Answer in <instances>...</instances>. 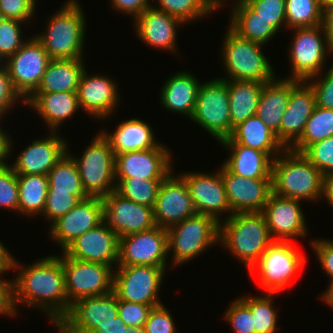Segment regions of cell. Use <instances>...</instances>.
Segmentation results:
<instances>
[{
  "instance_id": "51",
  "label": "cell",
  "mask_w": 333,
  "mask_h": 333,
  "mask_svg": "<svg viewBox=\"0 0 333 333\" xmlns=\"http://www.w3.org/2000/svg\"><path fill=\"white\" fill-rule=\"evenodd\" d=\"M153 307L118 298V316L128 327H144Z\"/></svg>"
},
{
  "instance_id": "63",
  "label": "cell",
  "mask_w": 333,
  "mask_h": 333,
  "mask_svg": "<svg viewBox=\"0 0 333 333\" xmlns=\"http://www.w3.org/2000/svg\"><path fill=\"white\" fill-rule=\"evenodd\" d=\"M329 283L328 288L321 295V299L333 309V280Z\"/></svg>"
},
{
  "instance_id": "42",
  "label": "cell",
  "mask_w": 333,
  "mask_h": 333,
  "mask_svg": "<svg viewBox=\"0 0 333 333\" xmlns=\"http://www.w3.org/2000/svg\"><path fill=\"white\" fill-rule=\"evenodd\" d=\"M286 27L291 30L322 25L319 0H285Z\"/></svg>"
},
{
  "instance_id": "59",
  "label": "cell",
  "mask_w": 333,
  "mask_h": 333,
  "mask_svg": "<svg viewBox=\"0 0 333 333\" xmlns=\"http://www.w3.org/2000/svg\"><path fill=\"white\" fill-rule=\"evenodd\" d=\"M9 135L10 134H8L0 126V168L8 165L5 160L6 158L8 159L9 154L13 151L12 136Z\"/></svg>"
},
{
  "instance_id": "8",
  "label": "cell",
  "mask_w": 333,
  "mask_h": 333,
  "mask_svg": "<svg viewBox=\"0 0 333 333\" xmlns=\"http://www.w3.org/2000/svg\"><path fill=\"white\" fill-rule=\"evenodd\" d=\"M62 254L68 312L71 305L80 299L101 296L114 291V267L98 262L77 260L68 257L64 252Z\"/></svg>"
},
{
  "instance_id": "40",
  "label": "cell",
  "mask_w": 333,
  "mask_h": 333,
  "mask_svg": "<svg viewBox=\"0 0 333 333\" xmlns=\"http://www.w3.org/2000/svg\"><path fill=\"white\" fill-rule=\"evenodd\" d=\"M156 2L159 6L152 5V7L180 19L184 25L189 23L188 21L208 16L220 8L214 0H156Z\"/></svg>"
},
{
  "instance_id": "1",
  "label": "cell",
  "mask_w": 333,
  "mask_h": 333,
  "mask_svg": "<svg viewBox=\"0 0 333 333\" xmlns=\"http://www.w3.org/2000/svg\"><path fill=\"white\" fill-rule=\"evenodd\" d=\"M14 261L17 275L13 280V303L45 311L54 326L68 314V298L65 291V274L61 255H49L23 266ZM20 268V269H19Z\"/></svg>"
},
{
  "instance_id": "37",
  "label": "cell",
  "mask_w": 333,
  "mask_h": 333,
  "mask_svg": "<svg viewBox=\"0 0 333 333\" xmlns=\"http://www.w3.org/2000/svg\"><path fill=\"white\" fill-rule=\"evenodd\" d=\"M18 212L28 217L42 215L48 193L47 175H17Z\"/></svg>"
},
{
  "instance_id": "33",
  "label": "cell",
  "mask_w": 333,
  "mask_h": 333,
  "mask_svg": "<svg viewBox=\"0 0 333 333\" xmlns=\"http://www.w3.org/2000/svg\"><path fill=\"white\" fill-rule=\"evenodd\" d=\"M291 92V79L275 78L263 85L256 115L269 127L280 141L282 116L285 113Z\"/></svg>"
},
{
  "instance_id": "52",
  "label": "cell",
  "mask_w": 333,
  "mask_h": 333,
  "mask_svg": "<svg viewBox=\"0 0 333 333\" xmlns=\"http://www.w3.org/2000/svg\"><path fill=\"white\" fill-rule=\"evenodd\" d=\"M174 322L170 311L160 304L152 308L144 328L146 333H177Z\"/></svg>"
},
{
  "instance_id": "27",
  "label": "cell",
  "mask_w": 333,
  "mask_h": 333,
  "mask_svg": "<svg viewBox=\"0 0 333 333\" xmlns=\"http://www.w3.org/2000/svg\"><path fill=\"white\" fill-rule=\"evenodd\" d=\"M133 24L136 36L143 44L150 48L177 52L176 30L184 24L180 19L151 6L136 17Z\"/></svg>"
},
{
  "instance_id": "64",
  "label": "cell",
  "mask_w": 333,
  "mask_h": 333,
  "mask_svg": "<svg viewBox=\"0 0 333 333\" xmlns=\"http://www.w3.org/2000/svg\"><path fill=\"white\" fill-rule=\"evenodd\" d=\"M127 333H146L144 327H128Z\"/></svg>"
},
{
  "instance_id": "3",
  "label": "cell",
  "mask_w": 333,
  "mask_h": 333,
  "mask_svg": "<svg viewBox=\"0 0 333 333\" xmlns=\"http://www.w3.org/2000/svg\"><path fill=\"white\" fill-rule=\"evenodd\" d=\"M272 187L282 197L318 201L323 196V175L302 153L285 149L273 160Z\"/></svg>"
},
{
  "instance_id": "58",
  "label": "cell",
  "mask_w": 333,
  "mask_h": 333,
  "mask_svg": "<svg viewBox=\"0 0 333 333\" xmlns=\"http://www.w3.org/2000/svg\"><path fill=\"white\" fill-rule=\"evenodd\" d=\"M322 26L325 30L329 49L333 53V4L323 8Z\"/></svg>"
},
{
  "instance_id": "7",
  "label": "cell",
  "mask_w": 333,
  "mask_h": 333,
  "mask_svg": "<svg viewBox=\"0 0 333 333\" xmlns=\"http://www.w3.org/2000/svg\"><path fill=\"white\" fill-rule=\"evenodd\" d=\"M73 158L83 187L89 196L104 197L115 191V154L108 138L99 131L82 156Z\"/></svg>"
},
{
  "instance_id": "48",
  "label": "cell",
  "mask_w": 333,
  "mask_h": 333,
  "mask_svg": "<svg viewBox=\"0 0 333 333\" xmlns=\"http://www.w3.org/2000/svg\"><path fill=\"white\" fill-rule=\"evenodd\" d=\"M234 333H256L250 308L238 297L224 314Z\"/></svg>"
},
{
  "instance_id": "66",
  "label": "cell",
  "mask_w": 333,
  "mask_h": 333,
  "mask_svg": "<svg viewBox=\"0 0 333 333\" xmlns=\"http://www.w3.org/2000/svg\"><path fill=\"white\" fill-rule=\"evenodd\" d=\"M226 0H214V2L219 6V7H223V5L225 4Z\"/></svg>"
},
{
  "instance_id": "31",
  "label": "cell",
  "mask_w": 333,
  "mask_h": 333,
  "mask_svg": "<svg viewBox=\"0 0 333 333\" xmlns=\"http://www.w3.org/2000/svg\"><path fill=\"white\" fill-rule=\"evenodd\" d=\"M151 125L139 118H130L118 124L113 131H101L108 138L114 154L140 151L159 147L161 143L155 138Z\"/></svg>"
},
{
  "instance_id": "24",
  "label": "cell",
  "mask_w": 333,
  "mask_h": 333,
  "mask_svg": "<svg viewBox=\"0 0 333 333\" xmlns=\"http://www.w3.org/2000/svg\"><path fill=\"white\" fill-rule=\"evenodd\" d=\"M60 135L49 131V136L29 144L10 165L16 175H48L69 149Z\"/></svg>"
},
{
  "instance_id": "13",
  "label": "cell",
  "mask_w": 333,
  "mask_h": 333,
  "mask_svg": "<svg viewBox=\"0 0 333 333\" xmlns=\"http://www.w3.org/2000/svg\"><path fill=\"white\" fill-rule=\"evenodd\" d=\"M51 61L42 44L31 36L12 56L4 61L13 88L26 101L38 88Z\"/></svg>"
},
{
  "instance_id": "26",
  "label": "cell",
  "mask_w": 333,
  "mask_h": 333,
  "mask_svg": "<svg viewBox=\"0 0 333 333\" xmlns=\"http://www.w3.org/2000/svg\"><path fill=\"white\" fill-rule=\"evenodd\" d=\"M119 239L116 232L102 222L79 236L63 252L68 257L77 260L103 263L116 268L119 256Z\"/></svg>"
},
{
  "instance_id": "60",
  "label": "cell",
  "mask_w": 333,
  "mask_h": 333,
  "mask_svg": "<svg viewBox=\"0 0 333 333\" xmlns=\"http://www.w3.org/2000/svg\"><path fill=\"white\" fill-rule=\"evenodd\" d=\"M15 258L0 241V275L14 269Z\"/></svg>"
},
{
  "instance_id": "43",
  "label": "cell",
  "mask_w": 333,
  "mask_h": 333,
  "mask_svg": "<svg viewBox=\"0 0 333 333\" xmlns=\"http://www.w3.org/2000/svg\"><path fill=\"white\" fill-rule=\"evenodd\" d=\"M115 192L132 202L154 207L158 188L162 180L150 179H115Z\"/></svg>"
},
{
  "instance_id": "20",
  "label": "cell",
  "mask_w": 333,
  "mask_h": 333,
  "mask_svg": "<svg viewBox=\"0 0 333 333\" xmlns=\"http://www.w3.org/2000/svg\"><path fill=\"white\" fill-rule=\"evenodd\" d=\"M301 202L272 192L261 213L273 241L290 242V238L306 237L308 226Z\"/></svg>"
},
{
  "instance_id": "46",
  "label": "cell",
  "mask_w": 333,
  "mask_h": 333,
  "mask_svg": "<svg viewBox=\"0 0 333 333\" xmlns=\"http://www.w3.org/2000/svg\"><path fill=\"white\" fill-rule=\"evenodd\" d=\"M302 154L323 176L333 173V136L310 145Z\"/></svg>"
},
{
  "instance_id": "23",
  "label": "cell",
  "mask_w": 333,
  "mask_h": 333,
  "mask_svg": "<svg viewBox=\"0 0 333 333\" xmlns=\"http://www.w3.org/2000/svg\"><path fill=\"white\" fill-rule=\"evenodd\" d=\"M118 87L111 77L102 74L90 76L85 68L77 89L80 108L97 121L109 118L121 101Z\"/></svg>"
},
{
  "instance_id": "50",
  "label": "cell",
  "mask_w": 333,
  "mask_h": 333,
  "mask_svg": "<svg viewBox=\"0 0 333 333\" xmlns=\"http://www.w3.org/2000/svg\"><path fill=\"white\" fill-rule=\"evenodd\" d=\"M324 76L315 75L307 80L314 89L316 106L333 110V63ZM322 78V79H321Z\"/></svg>"
},
{
  "instance_id": "21",
  "label": "cell",
  "mask_w": 333,
  "mask_h": 333,
  "mask_svg": "<svg viewBox=\"0 0 333 333\" xmlns=\"http://www.w3.org/2000/svg\"><path fill=\"white\" fill-rule=\"evenodd\" d=\"M103 198L89 196L59 217L49 228L51 239L58 243L62 252L79 236L102 223Z\"/></svg>"
},
{
  "instance_id": "68",
  "label": "cell",
  "mask_w": 333,
  "mask_h": 333,
  "mask_svg": "<svg viewBox=\"0 0 333 333\" xmlns=\"http://www.w3.org/2000/svg\"><path fill=\"white\" fill-rule=\"evenodd\" d=\"M4 65V61L0 58V68Z\"/></svg>"
},
{
  "instance_id": "36",
  "label": "cell",
  "mask_w": 333,
  "mask_h": 333,
  "mask_svg": "<svg viewBox=\"0 0 333 333\" xmlns=\"http://www.w3.org/2000/svg\"><path fill=\"white\" fill-rule=\"evenodd\" d=\"M264 84L258 81L228 80L231 134L235 126L256 115Z\"/></svg>"
},
{
  "instance_id": "17",
  "label": "cell",
  "mask_w": 333,
  "mask_h": 333,
  "mask_svg": "<svg viewBox=\"0 0 333 333\" xmlns=\"http://www.w3.org/2000/svg\"><path fill=\"white\" fill-rule=\"evenodd\" d=\"M211 173V174H210ZM184 172L179 174L186 182L190 196L199 214L208 215L218 223L220 215L227 213L228 219L233 212L228 204L224 182L221 175V166L214 173L210 172ZM229 214V215H228Z\"/></svg>"
},
{
  "instance_id": "49",
  "label": "cell",
  "mask_w": 333,
  "mask_h": 333,
  "mask_svg": "<svg viewBox=\"0 0 333 333\" xmlns=\"http://www.w3.org/2000/svg\"><path fill=\"white\" fill-rule=\"evenodd\" d=\"M279 32L286 25L285 0H245Z\"/></svg>"
},
{
  "instance_id": "41",
  "label": "cell",
  "mask_w": 333,
  "mask_h": 333,
  "mask_svg": "<svg viewBox=\"0 0 333 333\" xmlns=\"http://www.w3.org/2000/svg\"><path fill=\"white\" fill-rule=\"evenodd\" d=\"M277 293L265 292L264 296H242L240 299L250 308L256 333H275L278 312L275 310L273 296Z\"/></svg>"
},
{
  "instance_id": "65",
  "label": "cell",
  "mask_w": 333,
  "mask_h": 333,
  "mask_svg": "<svg viewBox=\"0 0 333 333\" xmlns=\"http://www.w3.org/2000/svg\"><path fill=\"white\" fill-rule=\"evenodd\" d=\"M319 1L322 9L327 7L328 5L333 4V0H319Z\"/></svg>"
},
{
  "instance_id": "5",
  "label": "cell",
  "mask_w": 333,
  "mask_h": 333,
  "mask_svg": "<svg viewBox=\"0 0 333 333\" xmlns=\"http://www.w3.org/2000/svg\"><path fill=\"white\" fill-rule=\"evenodd\" d=\"M226 30L221 52L223 57L221 58L227 77L219 78L261 83L274 80L276 78L275 70L261 50L263 44L241 37L230 26Z\"/></svg>"
},
{
  "instance_id": "54",
  "label": "cell",
  "mask_w": 333,
  "mask_h": 333,
  "mask_svg": "<svg viewBox=\"0 0 333 333\" xmlns=\"http://www.w3.org/2000/svg\"><path fill=\"white\" fill-rule=\"evenodd\" d=\"M25 102L13 88L6 67L3 65L0 68V119L3 115L9 113V110L14 107L17 101Z\"/></svg>"
},
{
  "instance_id": "29",
  "label": "cell",
  "mask_w": 333,
  "mask_h": 333,
  "mask_svg": "<svg viewBox=\"0 0 333 333\" xmlns=\"http://www.w3.org/2000/svg\"><path fill=\"white\" fill-rule=\"evenodd\" d=\"M201 83L188 71H180L166 79L160 89V104L168 111L191 118Z\"/></svg>"
},
{
  "instance_id": "61",
  "label": "cell",
  "mask_w": 333,
  "mask_h": 333,
  "mask_svg": "<svg viewBox=\"0 0 333 333\" xmlns=\"http://www.w3.org/2000/svg\"><path fill=\"white\" fill-rule=\"evenodd\" d=\"M128 326L118 316V321L100 326L95 333H127Z\"/></svg>"
},
{
  "instance_id": "44",
  "label": "cell",
  "mask_w": 333,
  "mask_h": 333,
  "mask_svg": "<svg viewBox=\"0 0 333 333\" xmlns=\"http://www.w3.org/2000/svg\"><path fill=\"white\" fill-rule=\"evenodd\" d=\"M89 195H74L68 191H48L42 216L50 220V225L59 217L67 214L82 199Z\"/></svg>"
},
{
  "instance_id": "57",
  "label": "cell",
  "mask_w": 333,
  "mask_h": 333,
  "mask_svg": "<svg viewBox=\"0 0 333 333\" xmlns=\"http://www.w3.org/2000/svg\"><path fill=\"white\" fill-rule=\"evenodd\" d=\"M16 314L13 303V279L9 281L0 278V315H9L12 317Z\"/></svg>"
},
{
  "instance_id": "30",
  "label": "cell",
  "mask_w": 333,
  "mask_h": 333,
  "mask_svg": "<svg viewBox=\"0 0 333 333\" xmlns=\"http://www.w3.org/2000/svg\"><path fill=\"white\" fill-rule=\"evenodd\" d=\"M220 144H240L266 152L273 160L286 148L277 135L266 126L258 115L251 116L234 127L229 138Z\"/></svg>"
},
{
  "instance_id": "56",
  "label": "cell",
  "mask_w": 333,
  "mask_h": 333,
  "mask_svg": "<svg viewBox=\"0 0 333 333\" xmlns=\"http://www.w3.org/2000/svg\"><path fill=\"white\" fill-rule=\"evenodd\" d=\"M111 7L116 9L117 12L131 15L133 20L141 15L147 8H150V0H110Z\"/></svg>"
},
{
  "instance_id": "34",
  "label": "cell",
  "mask_w": 333,
  "mask_h": 333,
  "mask_svg": "<svg viewBox=\"0 0 333 333\" xmlns=\"http://www.w3.org/2000/svg\"><path fill=\"white\" fill-rule=\"evenodd\" d=\"M83 58L51 59L34 93L77 92L85 70Z\"/></svg>"
},
{
  "instance_id": "38",
  "label": "cell",
  "mask_w": 333,
  "mask_h": 333,
  "mask_svg": "<svg viewBox=\"0 0 333 333\" xmlns=\"http://www.w3.org/2000/svg\"><path fill=\"white\" fill-rule=\"evenodd\" d=\"M333 136V110L315 106L301 138L290 148L303 153L310 145Z\"/></svg>"
},
{
  "instance_id": "39",
  "label": "cell",
  "mask_w": 333,
  "mask_h": 333,
  "mask_svg": "<svg viewBox=\"0 0 333 333\" xmlns=\"http://www.w3.org/2000/svg\"><path fill=\"white\" fill-rule=\"evenodd\" d=\"M48 191H68L74 195H88L73 158L66 153L47 175Z\"/></svg>"
},
{
  "instance_id": "9",
  "label": "cell",
  "mask_w": 333,
  "mask_h": 333,
  "mask_svg": "<svg viewBox=\"0 0 333 333\" xmlns=\"http://www.w3.org/2000/svg\"><path fill=\"white\" fill-rule=\"evenodd\" d=\"M221 142L231 135L228 80L220 78L202 83L190 118Z\"/></svg>"
},
{
  "instance_id": "10",
  "label": "cell",
  "mask_w": 333,
  "mask_h": 333,
  "mask_svg": "<svg viewBox=\"0 0 333 333\" xmlns=\"http://www.w3.org/2000/svg\"><path fill=\"white\" fill-rule=\"evenodd\" d=\"M305 262V256L292 241H273L249 271L252 275L258 270L259 283L265 288V292L278 293L290 285V281L303 268Z\"/></svg>"
},
{
  "instance_id": "55",
  "label": "cell",
  "mask_w": 333,
  "mask_h": 333,
  "mask_svg": "<svg viewBox=\"0 0 333 333\" xmlns=\"http://www.w3.org/2000/svg\"><path fill=\"white\" fill-rule=\"evenodd\" d=\"M310 242L312 249L315 252V255L318 262L320 263L324 273L327 274V277H330L329 281L333 280V240L329 239H314Z\"/></svg>"
},
{
  "instance_id": "12",
  "label": "cell",
  "mask_w": 333,
  "mask_h": 333,
  "mask_svg": "<svg viewBox=\"0 0 333 333\" xmlns=\"http://www.w3.org/2000/svg\"><path fill=\"white\" fill-rule=\"evenodd\" d=\"M116 267L114 292L120 300L151 306L163 304L158 295L167 266Z\"/></svg>"
},
{
  "instance_id": "15",
  "label": "cell",
  "mask_w": 333,
  "mask_h": 333,
  "mask_svg": "<svg viewBox=\"0 0 333 333\" xmlns=\"http://www.w3.org/2000/svg\"><path fill=\"white\" fill-rule=\"evenodd\" d=\"M168 255L167 229L155 226L119 239L117 266H166Z\"/></svg>"
},
{
  "instance_id": "22",
  "label": "cell",
  "mask_w": 333,
  "mask_h": 333,
  "mask_svg": "<svg viewBox=\"0 0 333 333\" xmlns=\"http://www.w3.org/2000/svg\"><path fill=\"white\" fill-rule=\"evenodd\" d=\"M221 165L226 197L233 214L262 212L273 192L272 179L243 178Z\"/></svg>"
},
{
  "instance_id": "6",
  "label": "cell",
  "mask_w": 333,
  "mask_h": 333,
  "mask_svg": "<svg viewBox=\"0 0 333 333\" xmlns=\"http://www.w3.org/2000/svg\"><path fill=\"white\" fill-rule=\"evenodd\" d=\"M168 254L176 267L199 256L208 247L219 244V223L212 217L194 214L167 229Z\"/></svg>"
},
{
  "instance_id": "67",
  "label": "cell",
  "mask_w": 333,
  "mask_h": 333,
  "mask_svg": "<svg viewBox=\"0 0 333 333\" xmlns=\"http://www.w3.org/2000/svg\"><path fill=\"white\" fill-rule=\"evenodd\" d=\"M5 19L4 15L2 14L1 10H0V23Z\"/></svg>"
},
{
  "instance_id": "62",
  "label": "cell",
  "mask_w": 333,
  "mask_h": 333,
  "mask_svg": "<svg viewBox=\"0 0 333 333\" xmlns=\"http://www.w3.org/2000/svg\"><path fill=\"white\" fill-rule=\"evenodd\" d=\"M323 198L333 207V173L323 176Z\"/></svg>"
},
{
  "instance_id": "14",
  "label": "cell",
  "mask_w": 333,
  "mask_h": 333,
  "mask_svg": "<svg viewBox=\"0 0 333 333\" xmlns=\"http://www.w3.org/2000/svg\"><path fill=\"white\" fill-rule=\"evenodd\" d=\"M116 321L118 296L112 291L76 301L56 328L60 333H95L100 326Z\"/></svg>"
},
{
  "instance_id": "47",
  "label": "cell",
  "mask_w": 333,
  "mask_h": 333,
  "mask_svg": "<svg viewBox=\"0 0 333 333\" xmlns=\"http://www.w3.org/2000/svg\"><path fill=\"white\" fill-rule=\"evenodd\" d=\"M18 203L17 175L9 164L0 168V208L18 212Z\"/></svg>"
},
{
  "instance_id": "25",
  "label": "cell",
  "mask_w": 333,
  "mask_h": 333,
  "mask_svg": "<svg viewBox=\"0 0 333 333\" xmlns=\"http://www.w3.org/2000/svg\"><path fill=\"white\" fill-rule=\"evenodd\" d=\"M315 106L316 95L311 85L307 81L291 79L290 98L280 128V142L286 149L301 138Z\"/></svg>"
},
{
  "instance_id": "35",
  "label": "cell",
  "mask_w": 333,
  "mask_h": 333,
  "mask_svg": "<svg viewBox=\"0 0 333 333\" xmlns=\"http://www.w3.org/2000/svg\"><path fill=\"white\" fill-rule=\"evenodd\" d=\"M233 4L228 24L241 37L265 45L276 35L278 31L245 0Z\"/></svg>"
},
{
  "instance_id": "28",
  "label": "cell",
  "mask_w": 333,
  "mask_h": 333,
  "mask_svg": "<svg viewBox=\"0 0 333 333\" xmlns=\"http://www.w3.org/2000/svg\"><path fill=\"white\" fill-rule=\"evenodd\" d=\"M24 103L38 112L50 132H59L80 108L77 92L33 93Z\"/></svg>"
},
{
  "instance_id": "16",
  "label": "cell",
  "mask_w": 333,
  "mask_h": 333,
  "mask_svg": "<svg viewBox=\"0 0 333 333\" xmlns=\"http://www.w3.org/2000/svg\"><path fill=\"white\" fill-rule=\"evenodd\" d=\"M102 222L119 238L156 226L153 208L132 202L115 191L103 197Z\"/></svg>"
},
{
  "instance_id": "2",
  "label": "cell",
  "mask_w": 333,
  "mask_h": 333,
  "mask_svg": "<svg viewBox=\"0 0 333 333\" xmlns=\"http://www.w3.org/2000/svg\"><path fill=\"white\" fill-rule=\"evenodd\" d=\"M219 243L249 270L273 243L261 212L234 213L219 223Z\"/></svg>"
},
{
  "instance_id": "18",
  "label": "cell",
  "mask_w": 333,
  "mask_h": 333,
  "mask_svg": "<svg viewBox=\"0 0 333 333\" xmlns=\"http://www.w3.org/2000/svg\"><path fill=\"white\" fill-rule=\"evenodd\" d=\"M173 172L160 183L153 207L156 226L165 229L197 214L185 180Z\"/></svg>"
},
{
  "instance_id": "19",
  "label": "cell",
  "mask_w": 333,
  "mask_h": 333,
  "mask_svg": "<svg viewBox=\"0 0 333 333\" xmlns=\"http://www.w3.org/2000/svg\"><path fill=\"white\" fill-rule=\"evenodd\" d=\"M172 151L164 144L115 155V179L163 180L174 170Z\"/></svg>"
},
{
  "instance_id": "53",
  "label": "cell",
  "mask_w": 333,
  "mask_h": 333,
  "mask_svg": "<svg viewBox=\"0 0 333 333\" xmlns=\"http://www.w3.org/2000/svg\"><path fill=\"white\" fill-rule=\"evenodd\" d=\"M36 4L33 0H0V10L6 19L26 23L33 18Z\"/></svg>"
},
{
  "instance_id": "32",
  "label": "cell",
  "mask_w": 333,
  "mask_h": 333,
  "mask_svg": "<svg viewBox=\"0 0 333 333\" xmlns=\"http://www.w3.org/2000/svg\"><path fill=\"white\" fill-rule=\"evenodd\" d=\"M231 152L223 165L233 174L243 178L272 179L273 159L260 150L240 144H220Z\"/></svg>"
},
{
  "instance_id": "11",
  "label": "cell",
  "mask_w": 333,
  "mask_h": 333,
  "mask_svg": "<svg viewBox=\"0 0 333 333\" xmlns=\"http://www.w3.org/2000/svg\"><path fill=\"white\" fill-rule=\"evenodd\" d=\"M291 30H294L293 42L290 43L288 51L291 75L285 78L307 81L315 75L322 74L327 56L333 55L327 43L324 27L318 25Z\"/></svg>"
},
{
  "instance_id": "45",
  "label": "cell",
  "mask_w": 333,
  "mask_h": 333,
  "mask_svg": "<svg viewBox=\"0 0 333 333\" xmlns=\"http://www.w3.org/2000/svg\"><path fill=\"white\" fill-rule=\"evenodd\" d=\"M22 23L25 22L6 18L0 23V58L3 61L14 55L27 41L22 37Z\"/></svg>"
},
{
  "instance_id": "4",
  "label": "cell",
  "mask_w": 333,
  "mask_h": 333,
  "mask_svg": "<svg viewBox=\"0 0 333 333\" xmlns=\"http://www.w3.org/2000/svg\"><path fill=\"white\" fill-rule=\"evenodd\" d=\"M48 18L43 33L35 34L51 59L83 58L86 18L78 0L65 1ZM50 19V20H49Z\"/></svg>"
}]
</instances>
